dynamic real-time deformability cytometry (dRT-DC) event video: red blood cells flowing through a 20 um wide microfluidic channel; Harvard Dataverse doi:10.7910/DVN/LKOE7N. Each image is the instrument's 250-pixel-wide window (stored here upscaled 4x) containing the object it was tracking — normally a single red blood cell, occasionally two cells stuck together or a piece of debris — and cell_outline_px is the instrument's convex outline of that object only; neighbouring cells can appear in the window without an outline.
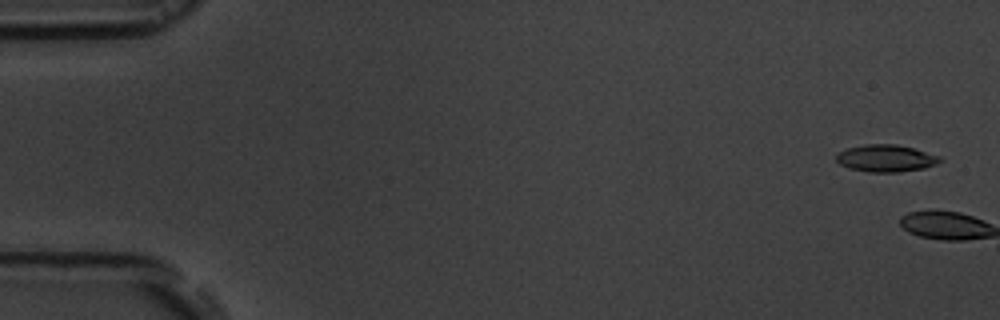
{"species": "common noctule bat (a hibernating species)", "species_latin": "Nyctalus noctula", "temperature_condition": "room temperature", "stored_images_in_passage": 3, "camera_frame_rate_fps": 3000, "um_per_image_px": 0.085, "animal": {"sex": "male", "body_mass_g": 19.5, "forearm_length_mm": 54.6}, "frame": {"image": 1, "passage_image": 2, "time_ms": 0.333, "image_size_px": [1000, 320], "cell_outline_px": [[944, 160], [936, 164], [924, 168], [896, 172], [868, 172], [848, 168], [840, 164], [836, 160], [836, 156], [840, 152], [848, 148], [864, 144], [896, 144], [912, 148], [940, 156]], "centroid_in_image_um": [75.31, 13.45], "position_along_channel_um": 9.7, "area_um2": 16.3}}